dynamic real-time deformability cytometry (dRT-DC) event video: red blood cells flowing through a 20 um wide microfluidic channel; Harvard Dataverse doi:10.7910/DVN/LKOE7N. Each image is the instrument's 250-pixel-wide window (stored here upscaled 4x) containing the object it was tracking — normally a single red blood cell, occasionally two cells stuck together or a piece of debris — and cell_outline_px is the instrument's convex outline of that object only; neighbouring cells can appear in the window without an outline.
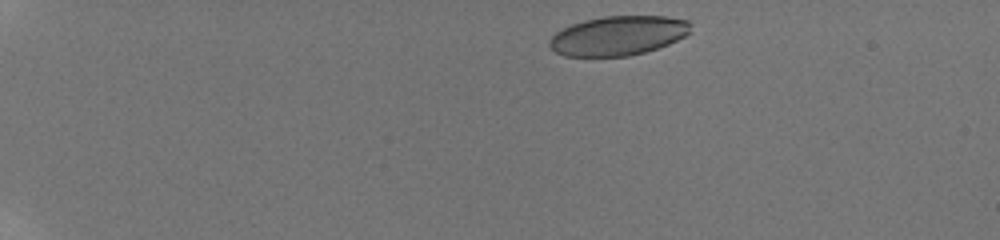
{"species": "human", "species_latin": "Homo sapiens", "temperature_condition": "room temperature", "stored_images_in_passage": 37, "camera_frame_rate_fps": 3000, "um_per_image_px": 0.085, "donor": {"sex": "male"}, "frame": {"image": 1, "passage_image": 1, "time_ms": 0.0, "image_size_px": [1000, 240], "cell_outline_px": [[692, 32], [668, 44], [644, 52], [628, 56], [564, 56], [556, 52], [548, 44], [548, 40], [556, 32], [572, 24], [584, 20], [604, 16], [668, 16], [688, 20], [692, 24]], "centroid_in_image_um": [52.57, 3.02], "position_along_channel_um": 32.4, "area_um2": 32.48}}
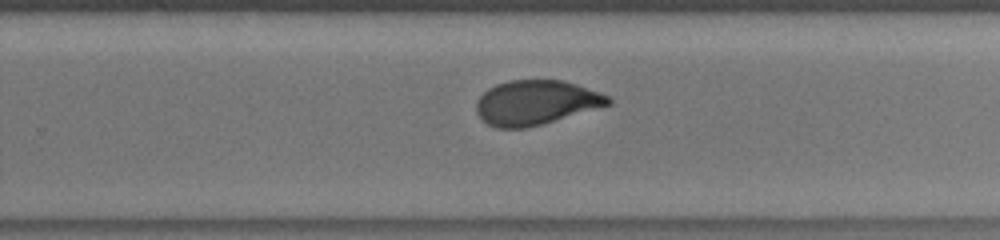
{"frame": {"image": 2, "passage_image": 22, "time_ms": 9.333, "image_size_px": [1000, 240], "cell_outline_px": [[612, 104], [528, 128], [496, 128], [480, 120], [476, 112], [476, 104], [480, 96], [488, 88], [496, 84], [508, 80], [564, 80], [600, 92], [608, 96], [612, 100]], "centroid_in_image_um": [45.53, 8.72], "position_along_channel_um": 284.3, "area_um2": 34.39}}
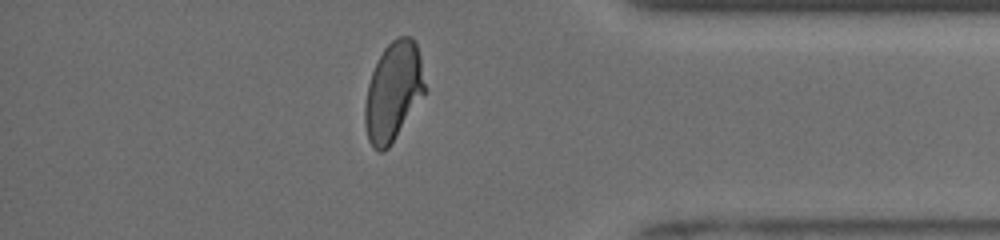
{"frame": {"image": 3, "passage_image": 32, "time_ms": 12.667, "image_size_px": [1000, 240], "cell_outline_px": [[424, 92], [388, 148], [384, 152], [380, 152], [372, 148], [368, 140], [364, 124], [364, 104], [368, 84], [372, 72], [384, 48], [396, 36], [412, 36], [416, 44], [420, 56], [424, 84]], "centroid_in_image_um": [33.38, 7.78], "position_along_channel_um": 401.8, "area_um2": 33.99}, "authors_computed_cell_mechanics": {"area_um2": 34.5066, "velocity_mm_per_s": 3.9259, "shape_relaxation_time_tau1_ms": 6.6924, "shape_relaxation_time_tau2_ms": null, "deformation_change_tau1": 0.2048, "deformation_change_tau2": null}}